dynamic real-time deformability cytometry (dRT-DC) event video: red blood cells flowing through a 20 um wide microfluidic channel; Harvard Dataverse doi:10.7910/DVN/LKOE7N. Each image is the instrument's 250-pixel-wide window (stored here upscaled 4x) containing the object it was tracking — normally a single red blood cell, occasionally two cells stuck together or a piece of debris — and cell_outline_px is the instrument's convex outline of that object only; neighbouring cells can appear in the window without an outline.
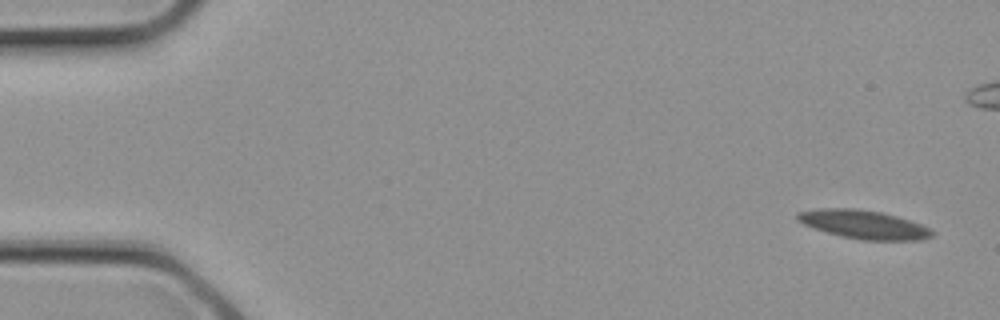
{"species": "common noctule bat (a hibernating species)", "species_latin": "Nyctalus noctula", "temperature_condition": "cold", "stored_images_in_passage": 2, "camera_frame_rate_fps": 3000, "um_per_image_px": 0.085, "animal": {"sex": "female", "body_mass_g": 21.9}, "frame": {"image": 1, "passage_image": 2, "time_ms": 0.333, "image_size_px": [1000, 320], "cell_outline_px": [[936, 232], [932, 236], [920, 240], [860, 240], [812, 228], [796, 220], [796, 212], [820, 208], [856, 208], [880, 212], [896, 216], [920, 224]], "centroid_in_image_um": [73.39, 19.07], "position_along_channel_um": 11.6, "area_um2": 22.31}}